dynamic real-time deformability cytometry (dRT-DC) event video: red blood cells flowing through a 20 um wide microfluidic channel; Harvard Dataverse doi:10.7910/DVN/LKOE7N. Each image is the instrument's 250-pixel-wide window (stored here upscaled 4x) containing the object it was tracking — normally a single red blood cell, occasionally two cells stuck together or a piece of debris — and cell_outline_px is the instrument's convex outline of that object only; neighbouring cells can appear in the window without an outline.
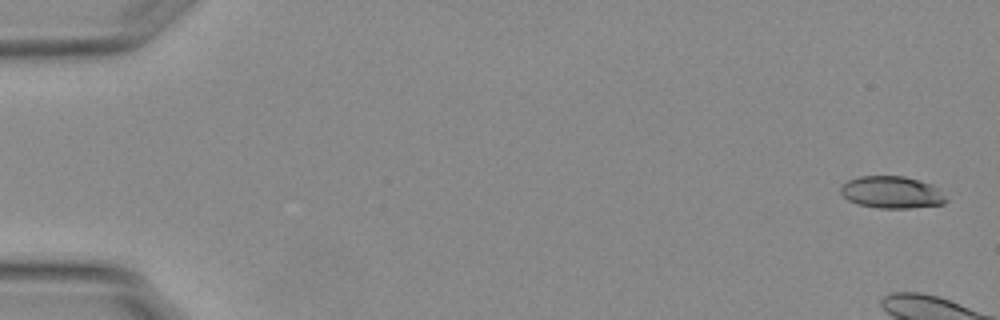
{"species": "Egyptian fruit bat (a non-hibernating species)", "species_latin": "Rousettus aegyptiacus", "temperature_condition": "warm", "stored_images_in_passage": 7, "camera_frame_rate_fps": 3000, "um_per_image_px": 0.085, "animal": {"sex": "female"}, "frame": {"image": 1, "passage_image": 1, "time_ms": 0.0, "image_size_px": [1000, 320], "cell_outline_px": [[948, 200], [944, 204], [912, 208], [880, 208], [856, 204], [848, 200], [840, 192], [840, 188], [848, 180], [860, 176], [904, 176], [932, 184]], "centroid_in_image_um": [75.79, 16.35], "position_along_channel_um": 9.2, "area_um2": 19.65}}